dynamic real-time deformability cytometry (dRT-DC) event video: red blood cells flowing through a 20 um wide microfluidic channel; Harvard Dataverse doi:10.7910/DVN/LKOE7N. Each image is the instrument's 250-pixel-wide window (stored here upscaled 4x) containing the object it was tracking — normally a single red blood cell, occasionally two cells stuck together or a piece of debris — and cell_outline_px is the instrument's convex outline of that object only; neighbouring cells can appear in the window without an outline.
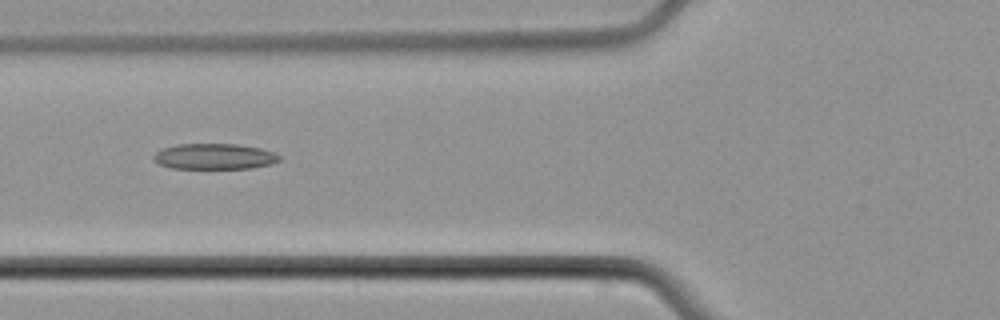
{"species": "common noctule bat (a hibernating species)", "species_latin": "Nyctalus noctula", "temperature_condition": "cold", "stored_images_in_passage": 8, "camera_frame_rate_fps": 3000, "um_per_image_px": 0.085, "animal": {"sex": "male", "body_mass_g": 21.5, "forearm_length_mm": 52.0}, "frame": {"image": 1, "passage_image": 6, "time_ms": 7.0, "image_size_px": [1000, 320], "cell_outline_px": [[280, 160], [272, 164], [252, 168], [172, 168], [160, 164], [152, 156], [156, 152], [164, 148], [176, 144], [236, 144], [260, 148], [272, 152], [280, 156]], "centroid_in_image_um": [18.24, 13.3], "position_along_channel_um": 107.6, "area_um2": 18.67}}
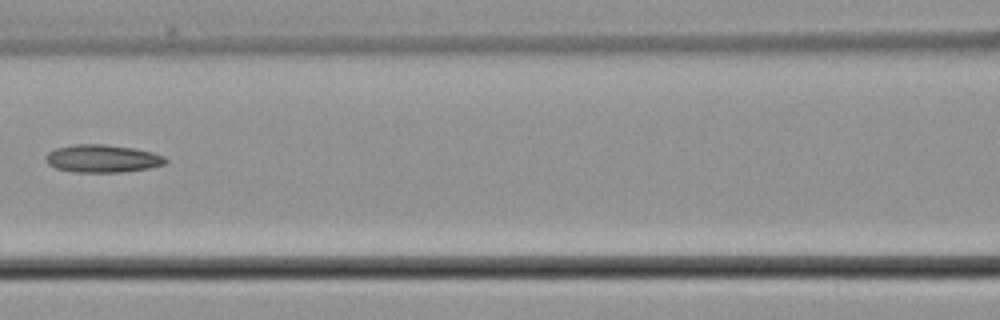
{"frame": {"image": 2, "passage_image": 7, "time_ms": 8.333, "image_size_px": [1000, 320], "cell_outline_px": [[168, 160], [164, 164], [148, 168], [120, 172], [72, 172], [56, 168], [48, 164], [44, 160], [44, 156], [48, 152], [56, 148], [72, 144], [104, 144], [132, 148], [152, 152], [164, 156]], "centroid_in_image_um": [8.65, 13.47], "position_along_channel_um": 157.9, "area_um2": 19.42}}
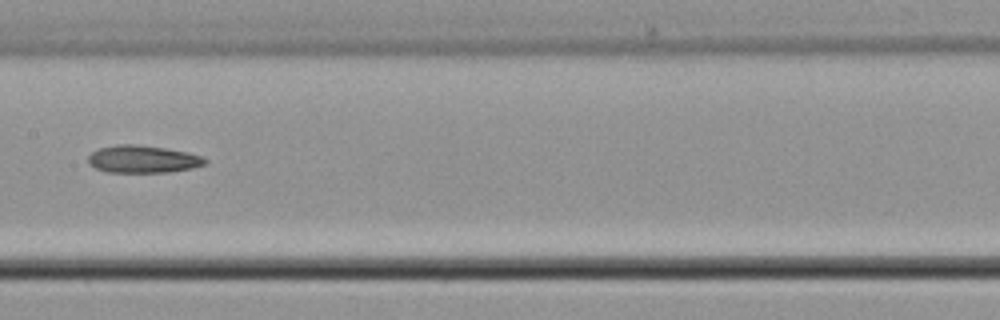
{"frame": {"image": 3, "passage_image": 8, "time_ms": 9.333, "image_size_px": [1000, 320], "cell_outline_px": [[208, 160], [204, 164], [192, 168], [168, 172], [108, 172], [96, 168], [88, 164], [88, 156], [92, 152], [100, 148], [116, 144], [136, 144], [164, 148], [188, 152], [200, 156]], "centroid_in_image_um": [12.12, 13.52], "position_along_channel_um": 195.3, "area_um2": 18.61}}